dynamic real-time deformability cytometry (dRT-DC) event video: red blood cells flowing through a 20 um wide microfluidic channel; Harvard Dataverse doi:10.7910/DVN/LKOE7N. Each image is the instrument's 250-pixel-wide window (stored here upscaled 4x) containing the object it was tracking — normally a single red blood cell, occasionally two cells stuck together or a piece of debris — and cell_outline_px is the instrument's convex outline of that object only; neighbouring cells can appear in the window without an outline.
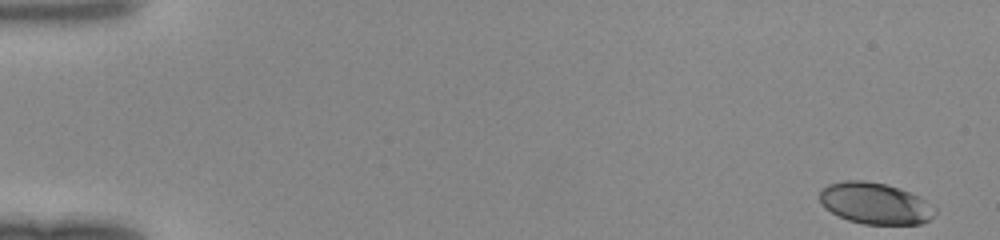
{"species": "human", "species_latin": "Homo sapiens", "temperature_condition": "room temperature", "stored_images_in_passage": 47, "camera_frame_rate_fps": 3000, "um_per_image_px": 0.085, "donor": {"sex": "female"}, "frame": {"image": 1, "passage_image": 1, "time_ms": 0.0, "image_size_px": [1000, 240], "cell_outline_px": [[924, 220], [916, 224], [868, 224], [852, 220], [840, 216], [832, 212], [820, 200], [820, 192], [824, 188], [832, 184], [884, 184], [896, 188], [904, 192], [908, 196]], "centroid_in_image_um": [74.01, 17.33], "position_along_channel_um": 11.0, "area_um2": 23.18}}
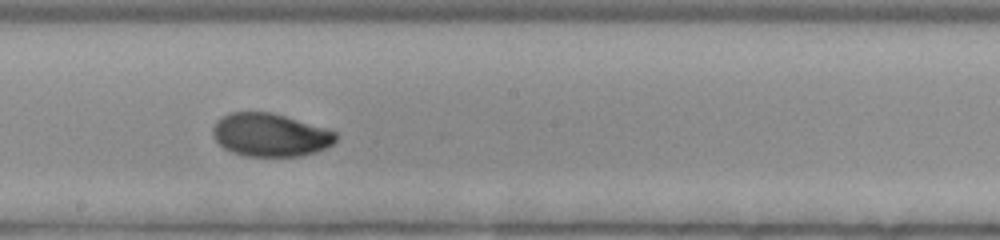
{"frame": {"image": 2, "passage_image": 27, "time_ms": 8.667, "image_size_px": [1000, 240], "cell_outline_px": [[336, 136], [328, 144], [320, 148], [308, 152], [288, 156], [260, 156], [240, 152], [228, 148], [216, 136], [216, 124], [220, 120], [236, 112], [264, 112], [280, 116], [336, 132]], "centroid_in_image_um": [22.99, 11.45], "position_along_channel_um": 225.2, "area_um2": 27.98}}
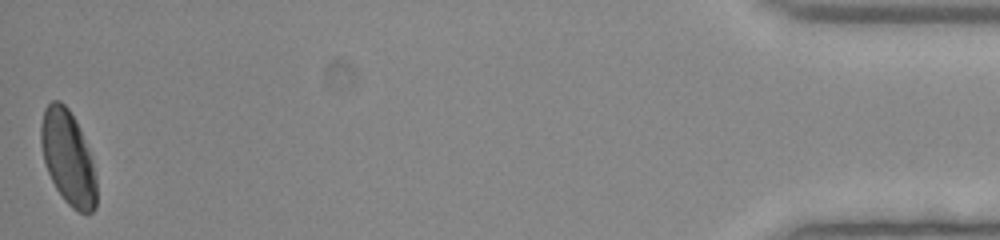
{"frame": {"image": 3, "passage_image": 47, "time_ms": 15.333, "image_size_px": [1000, 240], "cell_outline_px": [[96, 204], [92, 212], [80, 212], [56, 188], [52, 180], [44, 160], [44, 112], [48, 104], [52, 100], [56, 100], [64, 104], [72, 116], [80, 132], [92, 168], [96, 184]], "centroid_in_image_um": [5.8, 13.43], "position_along_channel_um": 429.4, "area_um2": 27.74}}